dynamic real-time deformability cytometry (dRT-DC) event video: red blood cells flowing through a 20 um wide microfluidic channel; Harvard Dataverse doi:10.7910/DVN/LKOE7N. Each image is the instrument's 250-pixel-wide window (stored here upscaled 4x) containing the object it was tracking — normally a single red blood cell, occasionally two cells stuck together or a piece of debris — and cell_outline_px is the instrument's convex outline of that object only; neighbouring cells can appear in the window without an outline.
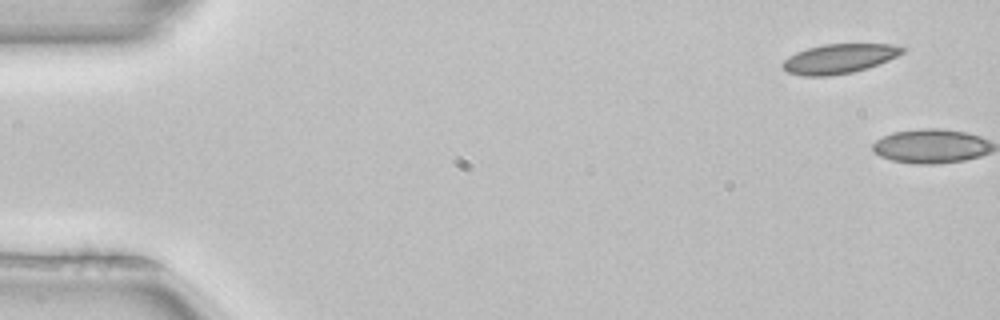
{"species": "common noctule bat (a hibernating species)", "species_latin": "Nyctalus noctula", "temperature_condition": "room temperature", "stored_images_in_passage": 2, "camera_frame_rate_fps": 3000, "um_per_image_px": 0.085, "animal": {"sex": "female", "body_mass_g": 22.7, "forearm_length_mm": 54.2}, "frame": {"image": 1, "passage_image": 2, "time_ms": 0.333, "image_size_px": [1000, 320], "cell_outline_px": [[908, 48], [904, 52], [888, 60], [868, 68], [852, 72], [828, 76], [804, 76], [788, 72], [780, 64], [788, 56], [796, 52], [808, 48], [824, 44], [892, 44]], "centroid_in_image_um": [71.33, 4.98], "position_along_channel_um": 13.7, "area_um2": 20.58}}